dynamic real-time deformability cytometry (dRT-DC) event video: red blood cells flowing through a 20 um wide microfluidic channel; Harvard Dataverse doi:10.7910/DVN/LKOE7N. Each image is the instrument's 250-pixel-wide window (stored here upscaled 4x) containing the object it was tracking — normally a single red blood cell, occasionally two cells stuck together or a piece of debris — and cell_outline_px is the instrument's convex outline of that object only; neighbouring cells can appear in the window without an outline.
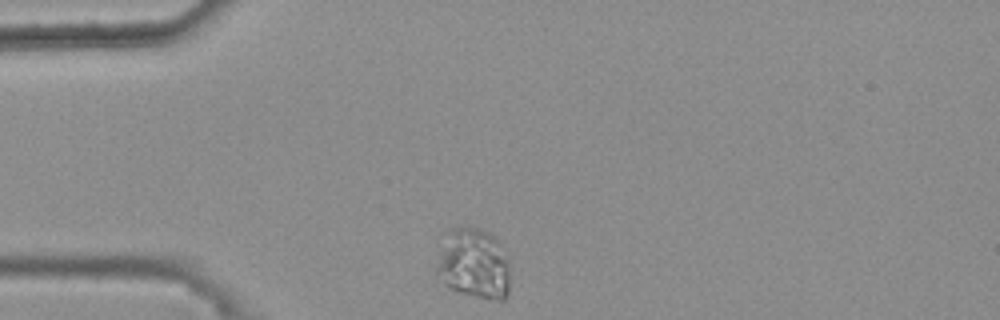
{"species": "common noctule bat (a hibernating species)", "species_latin": "Nyctalus noctula", "temperature_condition": "warm", "stored_images_in_passage": 33, "camera_frame_rate_fps": 3000, "um_per_image_px": 0.085, "animal": {"sex": "female", "body_mass_g": 25.1}, "frame": {"image": 1, "passage_image": 1, "time_ms": 0.0, "image_size_px": [1000, 320], "cell_outline_px": [[508, 296], [504, 300], [496, 300], [460, 292], [448, 288], [444, 284], [436, 272], [436, 268], [448, 228], [468, 224], [480, 228], [488, 232], [500, 240], [508, 260]], "centroid_in_image_um": [40.28, 22.36], "position_along_channel_um": 44.7, "area_um2": 30.46}}
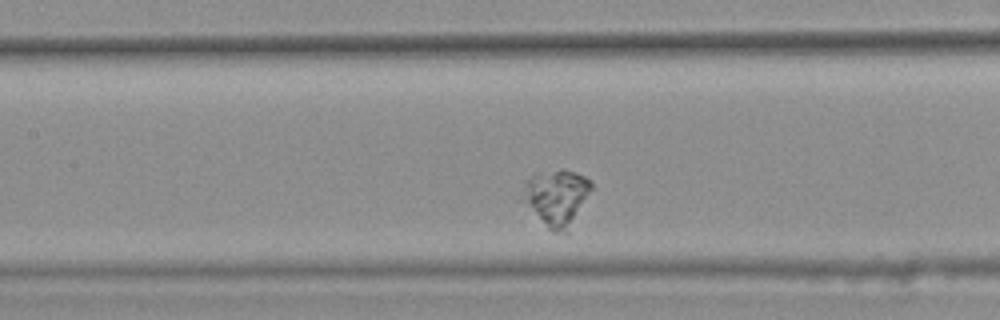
{"frame": {"image": 2, "passage_image": 13, "time_ms": 4.0, "image_size_px": [1000, 320], "cell_outline_px": [[592, 188], [568, 232], [552, 232], [516, 200], [524, 180], [532, 176], [560, 168], [564, 168], [576, 172], [592, 180]], "centroid_in_image_um": [47.2, 16.79], "position_along_channel_um": 160.2, "area_um2": 23.41}}
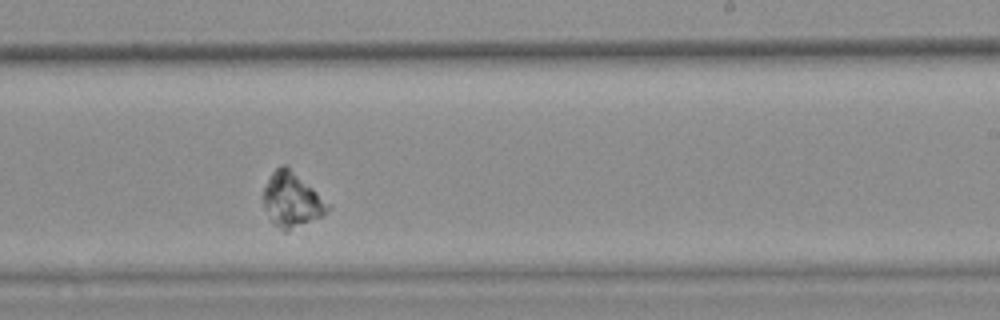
{"frame": {"image": 3, "passage_image": 22, "time_ms": 7.0, "image_size_px": [1000, 320], "cell_outline_px": [[328, 208], [324, 216], [284, 232], [272, 220], [264, 208], [264, 188], [272, 172], [276, 168], [284, 164], [288, 164], [328, 204]], "centroid_in_image_um": [24.79, 16.96], "position_along_channel_um": 264.2, "area_um2": 20.0}, "authors_computed_cell_mechanics": {"area_um2": 20.9236, "velocity_mm_per_s": 3.4802, "shape_relaxation_time_tau1_ms": 1.2563, "shape_relaxation_time_tau2_ms": 0.7416, "deformation_change_tau1": 0.0408, "deformation_change_tau2": 0.0273}}